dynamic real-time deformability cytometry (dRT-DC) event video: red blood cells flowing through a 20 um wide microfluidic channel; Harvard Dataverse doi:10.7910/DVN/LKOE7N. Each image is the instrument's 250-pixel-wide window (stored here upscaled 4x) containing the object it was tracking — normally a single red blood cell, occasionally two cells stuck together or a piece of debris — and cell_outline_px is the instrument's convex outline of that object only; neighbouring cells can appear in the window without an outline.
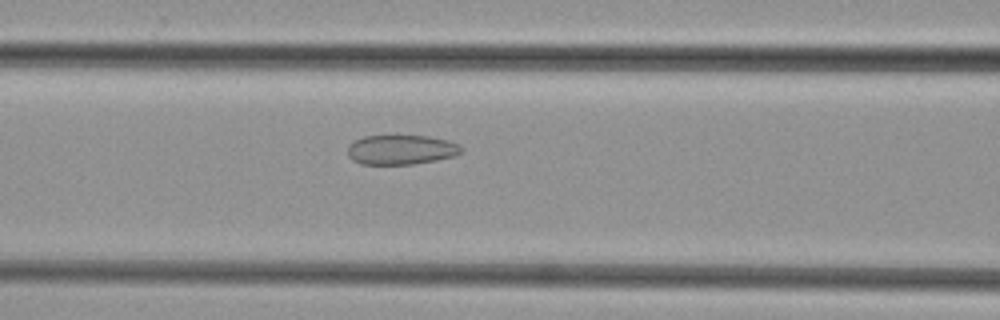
{"species": "common noctule bat (a hibernating species)", "species_latin": "Nyctalus noctula", "temperature_condition": "cold", "stored_images_in_passage": 40, "camera_frame_rate_fps": 3000, "um_per_image_px": 0.085, "animal": {"sex": "female", "body_mass_g": 29.2, "forearm_length_mm": 56.3}, "frame": {"image": 1, "passage_image": 11, "time_ms": 3.333, "image_size_px": [1000, 320], "cell_outline_px": [[464, 148], [456, 156], [436, 160], [412, 164], [360, 164], [352, 160], [348, 156], [348, 144], [364, 136], [396, 132], [428, 136], [448, 140]], "centroid_in_image_um": [34.06, 12.67], "position_along_channel_um": 132.5, "area_um2": 20.52}}
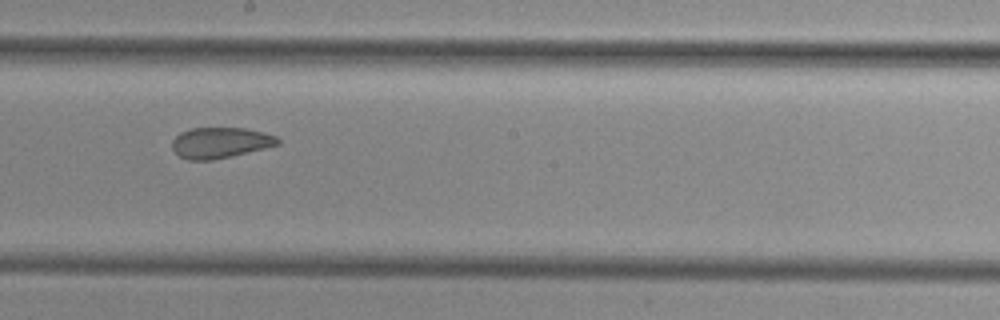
{"frame": {"image": 2, "passage_image": 18, "time_ms": 5.667, "image_size_px": [1000, 320], "cell_outline_px": [[280, 144], [232, 156], [212, 160], [188, 160], [180, 156], [172, 148], [172, 140], [180, 132], [192, 128], [244, 128], [264, 132], [276, 136], [280, 140]], "centroid_in_image_um": [18.72, 12.13], "position_along_channel_um": 229.5, "area_um2": 18.9}}
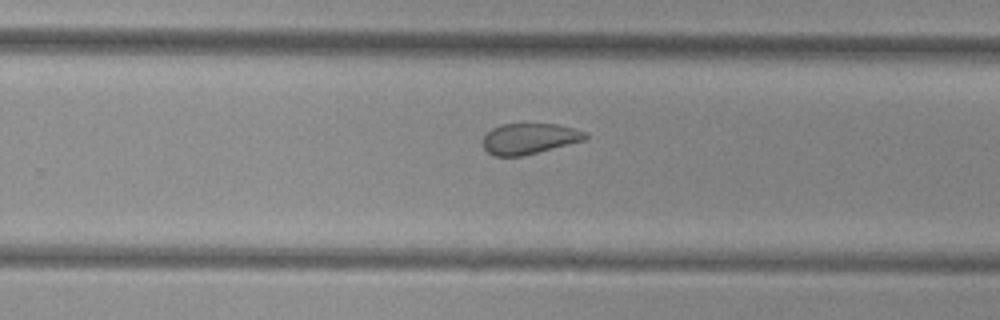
{"frame": {"image": 3, "passage_image": 22, "time_ms": 7.0, "image_size_px": [1000, 320], "cell_outline_px": [[588, 136], [584, 140], [524, 156], [492, 156], [484, 148], [484, 136], [492, 128], [500, 124], [556, 124], [576, 128], [588, 132]], "centroid_in_image_um": [45.01, 11.78], "position_along_channel_um": 284.8, "area_um2": 18.44}}